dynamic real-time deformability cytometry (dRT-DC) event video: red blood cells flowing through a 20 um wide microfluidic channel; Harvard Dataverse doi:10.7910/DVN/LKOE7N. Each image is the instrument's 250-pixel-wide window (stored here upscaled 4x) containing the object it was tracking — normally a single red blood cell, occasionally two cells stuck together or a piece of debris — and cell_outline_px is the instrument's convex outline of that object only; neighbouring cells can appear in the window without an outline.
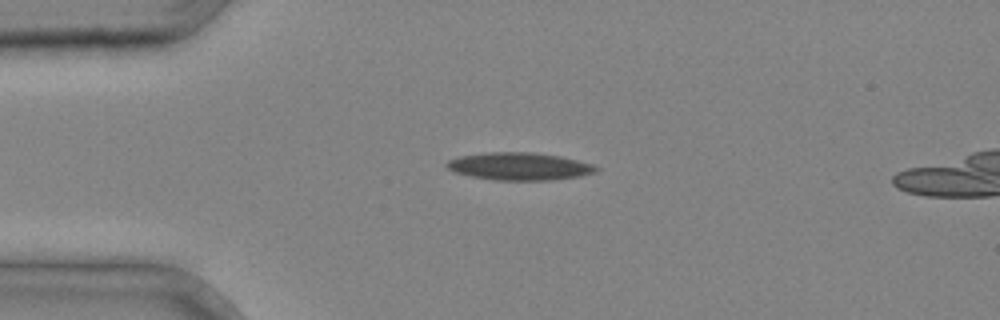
{"species": "common noctule bat (a hibernating species)", "species_latin": "Nyctalus noctula", "temperature_condition": "cold", "stored_images_in_passage": 3, "camera_frame_rate_fps": 3000, "um_per_image_px": 0.085, "animal": {"sex": "male", "body_mass_g": 20.4}, "frame": {"image": 1, "passage_image": 1, "time_ms": 0.0, "image_size_px": [1000, 320], "cell_outline_px": [[600, 168], [596, 172], [580, 176], [552, 180], [492, 180], [472, 176], [456, 172], [448, 168], [444, 164], [448, 160], [460, 156], [488, 152], [532, 152], [560, 156], [592, 164]], "centroid_in_image_um": [44.15, 14.14], "position_along_channel_um": 40.8, "area_um2": 23.93}}